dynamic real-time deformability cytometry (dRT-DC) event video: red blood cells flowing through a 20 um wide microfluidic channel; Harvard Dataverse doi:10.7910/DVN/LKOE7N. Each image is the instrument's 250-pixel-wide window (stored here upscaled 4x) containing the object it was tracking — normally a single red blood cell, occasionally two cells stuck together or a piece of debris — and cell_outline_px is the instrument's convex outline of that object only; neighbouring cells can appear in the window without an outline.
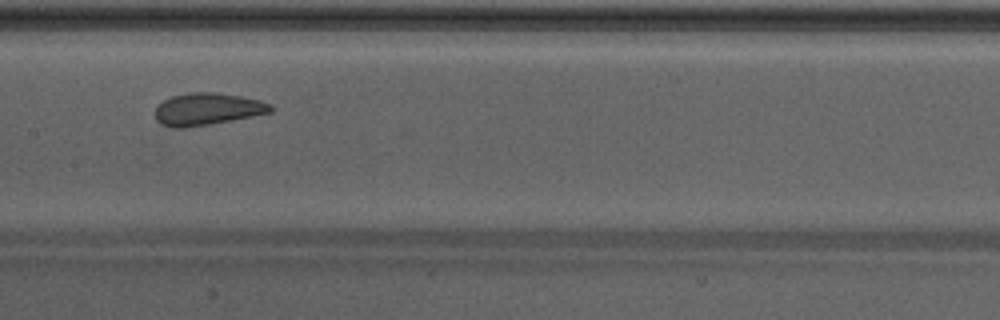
{"species": "Egyptian fruit bat (a non-hibernating species)", "species_latin": "Rousettus aegyptiacus", "temperature_condition": "warm", "stored_images_in_passage": 41, "camera_frame_rate_fps": 3000, "um_per_image_px": 0.085, "animal": {"sex": "male"}, "frame": {"image": 1, "passage_image": 18, "time_ms": 5.667, "image_size_px": [1000, 320], "cell_outline_px": [[272, 112], [252, 116], [208, 124], [184, 128], [172, 128], [160, 124], [156, 120], [156, 108], [164, 100], [172, 96], [192, 92], [212, 92], [240, 96], [260, 100], [272, 104]], "centroid_in_image_um": [17.61, 9.27], "position_along_channel_um": 189.8, "area_um2": 21.44}, "authors_computed_cell_mechanics": {"area_um2": 22.4264, "velocity_mm_per_s": 4.274, "shape_relaxation_time_tau1_ms": 5.5466, "shape_relaxation_time_tau2_ms": 1.1924, "deformation_change_tau1": 0.1175, "deformation_change_tau2": 0.0674}}